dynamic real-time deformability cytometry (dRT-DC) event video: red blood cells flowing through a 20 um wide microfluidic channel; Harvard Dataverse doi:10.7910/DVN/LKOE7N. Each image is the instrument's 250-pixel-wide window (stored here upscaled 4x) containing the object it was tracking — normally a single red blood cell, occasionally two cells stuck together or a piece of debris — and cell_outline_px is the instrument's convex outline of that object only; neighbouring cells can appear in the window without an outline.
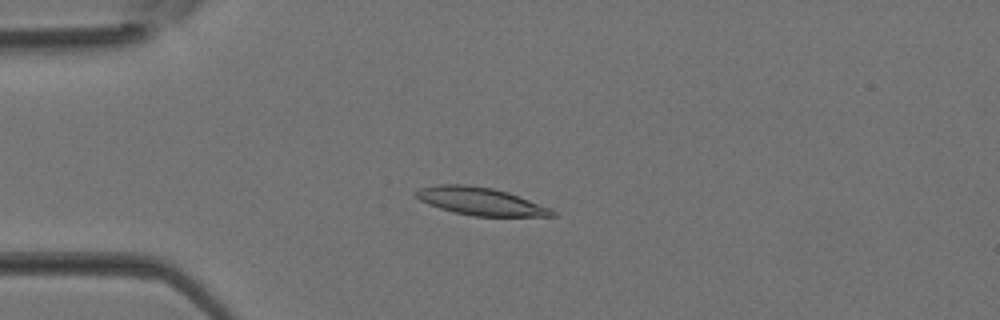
{"species": "Egyptian fruit bat (a non-hibernating species)", "species_latin": "Rousettus aegyptiacus", "temperature_condition": "room temperature", "stored_images_in_passage": 36, "camera_frame_rate_fps": 3000, "um_per_image_px": 0.085, "animal": {"sex": "female"}, "frame": {"image": 1, "passage_image": 9, "time_ms": 2.667, "image_size_px": [1000, 320], "cell_outline_px": [[556, 216], [472, 216], [440, 208], [420, 200], [412, 192], [420, 188], [440, 184], [468, 184], [492, 188], [508, 192], [552, 208], [556, 212]], "centroid_in_image_um": [40.86, 17.1], "position_along_channel_um": 44.1, "area_um2": 21.96}}
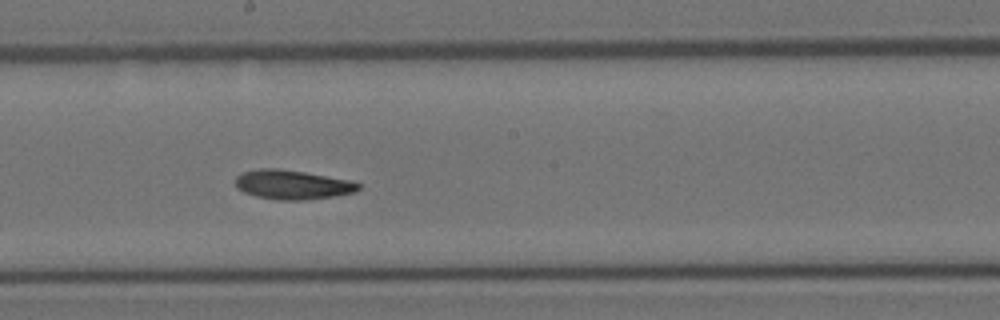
{"frame": {"image": 2, "passage_image": 20, "time_ms": 6.333, "image_size_px": [1000, 320], "cell_outline_px": [[360, 188], [356, 192], [336, 196], [304, 200], [276, 200], [256, 196], [244, 192], [236, 188], [236, 176], [244, 172], [260, 168], [276, 168], [304, 172], [352, 180], [360, 184]], "centroid_in_image_um": [24.88, 15.7], "position_along_channel_um": 223.3, "area_um2": 21.1}}
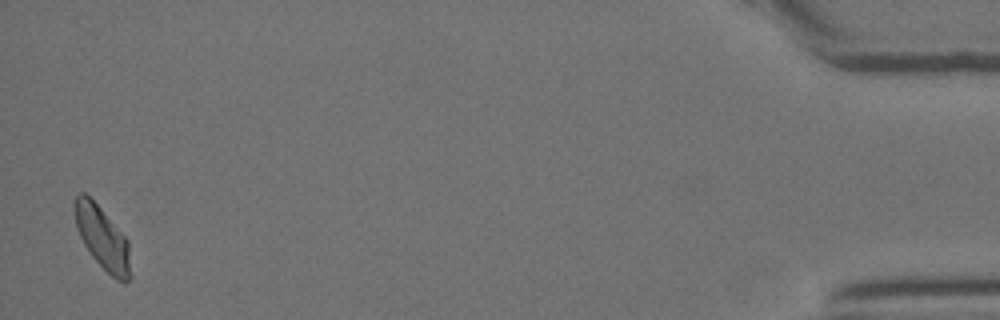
{"frame": {"image": 3, "passage_image": 36, "time_ms": 11.667, "image_size_px": [1000, 320], "cell_outline_px": [[132, 276], [128, 280], [116, 280], [88, 252], [80, 236], [76, 224], [72, 204], [72, 200], [80, 192], [84, 192], [100, 208], [128, 240]], "centroid_in_image_um": [8.69, 20.21], "position_along_channel_um": 426.5, "area_um2": 20.29}}